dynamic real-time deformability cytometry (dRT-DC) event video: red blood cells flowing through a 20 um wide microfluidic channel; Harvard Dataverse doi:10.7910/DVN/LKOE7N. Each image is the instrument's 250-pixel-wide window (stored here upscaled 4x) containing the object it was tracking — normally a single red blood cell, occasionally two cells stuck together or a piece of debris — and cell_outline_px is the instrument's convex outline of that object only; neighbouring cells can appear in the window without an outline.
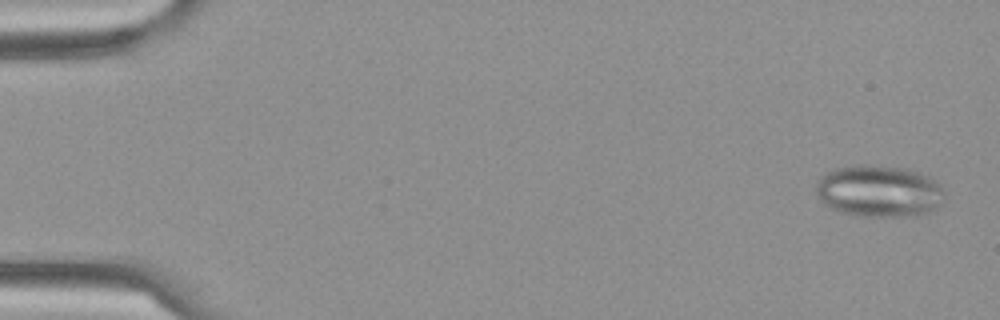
{"species": "Egyptian fruit bat (a non-hibernating species)", "species_latin": "Rousettus aegyptiacus", "temperature_condition": "cold", "stored_images_in_passage": 5, "camera_frame_rate_fps": 3000, "um_per_image_px": 0.085, "frame": {"image": 1, "passage_image": 1, "time_ms": 0.0, "image_size_px": [1000, 320], "cell_outline_px": [[944, 200], [928, 212], [916, 216], [860, 216], [828, 208], [820, 200], [816, 192], [816, 184], [820, 176], [824, 172], [836, 168], [860, 164], [864, 164], [908, 168], [920, 172], [936, 180], [940, 184]], "centroid_in_image_um": [74.69, 16.23], "position_along_channel_um": 10.3, "area_um2": 39.07}}